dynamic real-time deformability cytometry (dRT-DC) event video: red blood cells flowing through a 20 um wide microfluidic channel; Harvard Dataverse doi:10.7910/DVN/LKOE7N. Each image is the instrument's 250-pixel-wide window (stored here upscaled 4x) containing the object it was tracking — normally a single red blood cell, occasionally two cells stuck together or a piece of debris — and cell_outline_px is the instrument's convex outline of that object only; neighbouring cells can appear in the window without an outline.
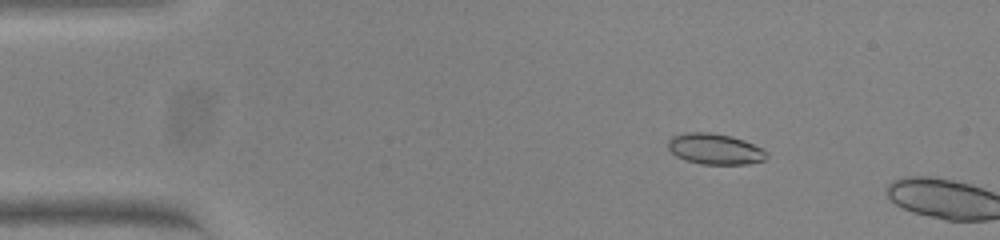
{"species": "common noctule bat (a hibernating species)", "species_latin": "Nyctalus noctula", "temperature_condition": "warm", "stored_images_in_passage": 7, "camera_frame_rate_fps": 3000, "um_per_image_px": 0.085, "animal": {"sex": "female", "body_mass_g": 23.0, "forearm_length_mm": 53.4}, "frame": {"image": 1, "passage_image": 5, "time_ms": 1.333, "image_size_px": [1000, 240], "cell_outline_px": [[768, 156], [764, 160], [748, 164], [700, 164], [684, 160], [676, 156], [668, 148], [668, 140], [672, 136], [688, 132], [708, 132], [732, 136], [744, 140], [764, 148], [768, 152]], "centroid_in_image_um": [60.79, 12.66], "position_along_channel_um": 24.2, "area_um2": 17.92}}